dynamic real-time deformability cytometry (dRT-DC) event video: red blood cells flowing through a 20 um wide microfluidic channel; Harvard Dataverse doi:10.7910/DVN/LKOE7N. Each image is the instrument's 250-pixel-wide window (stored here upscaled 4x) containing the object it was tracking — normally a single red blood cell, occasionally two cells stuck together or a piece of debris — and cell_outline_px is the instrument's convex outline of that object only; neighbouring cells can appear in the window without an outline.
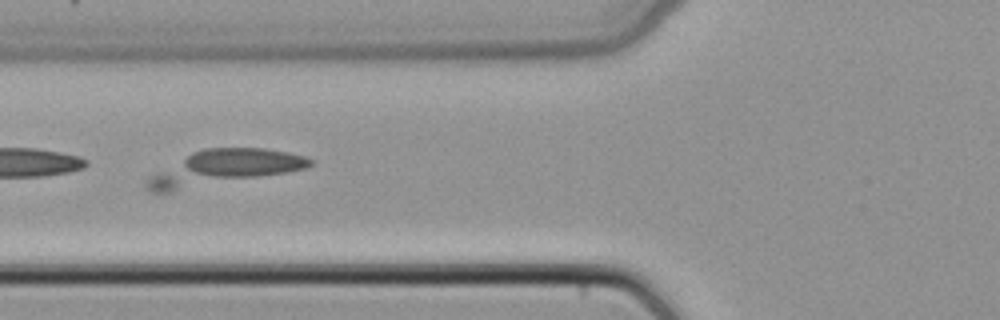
{"species": "common noctule bat (a hibernating species)", "species_latin": "Nyctalus noctula", "temperature_condition": "cold", "stored_images_in_passage": 53, "camera_frame_rate_fps": 3000, "um_per_image_px": 0.085, "animal": {"sex": "female", "body_mass_g": 22.7, "forearm_length_mm": 54.2}, "frame": {"image": 1, "passage_image": 23, "time_ms": 7.333, "image_size_px": [1000, 320], "cell_outline_px": [[312, 164], [308, 168], [288, 172], [168, 192], [148, 192], [144, 188], [144, 180], [148, 176], [192, 152], [204, 148], [264, 148], [288, 152], [304, 156], [312, 160]], "centroid_in_image_um": [18.95, 14.26], "position_along_channel_um": 106.8, "area_um2": 33.0}}